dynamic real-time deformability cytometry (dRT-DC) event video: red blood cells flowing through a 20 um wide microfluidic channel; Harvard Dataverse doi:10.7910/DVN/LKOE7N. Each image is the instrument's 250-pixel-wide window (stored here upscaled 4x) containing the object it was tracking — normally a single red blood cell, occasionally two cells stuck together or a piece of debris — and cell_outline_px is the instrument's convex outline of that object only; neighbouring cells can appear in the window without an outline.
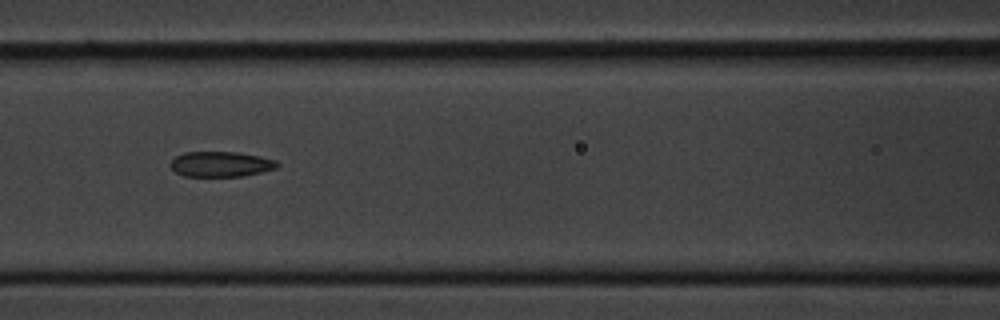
{"species": "common noctule bat (a hibernating species)", "species_latin": "Nyctalus noctula", "temperature_condition": "cold", "stored_images_in_passage": 8, "camera_frame_rate_fps": 3000, "um_per_image_px": 0.085, "animal": {"sex": "male", "body_mass_g": 20.1, "forearm_length_mm": 53.5}, "frame": {"image": 1, "passage_image": 7, "time_ms": 6.667, "image_size_px": [1000, 320], "cell_outline_px": [[280, 164], [276, 168], [260, 172], [240, 176], [184, 176], [176, 172], [168, 164], [176, 156], [184, 152], [236, 152], [260, 156], [276, 160]], "centroid_in_image_um": [18.75, 13.94], "position_along_channel_um": 147.8, "area_um2": 15.66}}
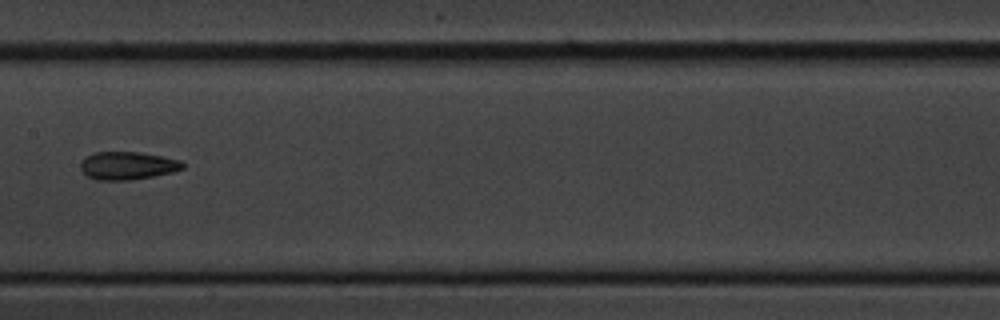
{"frame": {"image": 2, "passage_image": 8, "time_ms": 8.0, "image_size_px": [1000, 320], "cell_outline_px": [[184, 168], [172, 172], [132, 180], [96, 180], [88, 176], [80, 168], [80, 164], [88, 156], [96, 152], [140, 152], [180, 160], [184, 164]], "centroid_in_image_um": [10.85, 14.08], "position_along_channel_um": 196.5, "area_um2": 16.42}}